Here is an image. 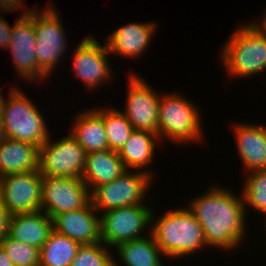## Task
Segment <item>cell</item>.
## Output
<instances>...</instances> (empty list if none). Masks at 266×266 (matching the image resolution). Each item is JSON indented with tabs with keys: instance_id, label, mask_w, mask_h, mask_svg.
Wrapping results in <instances>:
<instances>
[{
	"instance_id": "cell-1",
	"label": "cell",
	"mask_w": 266,
	"mask_h": 266,
	"mask_svg": "<svg viewBox=\"0 0 266 266\" xmlns=\"http://www.w3.org/2000/svg\"><path fill=\"white\" fill-rule=\"evenodd\" d=\"M213 185L187 207L204 230L206 245L231 251L246 238L247 221L242 194ZM245 236V237H244ZM239 245V246H238Z\"/></svg>"
},
{
	"instance_id": "cell-32",
	"label": "cell",
	"mask_w": 266,
	"mask_h": 266,
	"mask_svg": "<svg viewBox=\"0 0 266 266\" xmlns=\"http://www.w3.org/2000/svg\"><path fill=\"white\" fill-rule=\"evenodd\" d=\"M0 266H14L13 262L4 251V249L0 246Z\"/></svg>"
},
{
	"instance_id": "cell-28",
	"label": "cell",
	"mask_w": 266,
	"mask_h": 266,
	"mask_svg": "<svg viewBox=\"0 0 266 266\" xmlns=\"http://www.w3.org/2000/svg\"><path fill=\"white\" fill-rule=\"evenodd\" d=\"M0 246L7 253L14 266H38L40 250L11 238L8 234Z\"/></svg>"
},
{
	"instance_id": "cell-30",
	"label": "cell",
	"mask_w": 266,
	"mask_h": 266,
	"mask_svg": "<svg viewBox=\"0 0 266 266\" xmlns=\"http://www.w3.org/2000/svg\"><path fill=\"white\" fill-rule=\"evenodd\" d=\"M10 218L11 214L0 200V243L8 234Z\"/></svg>"
},
{
	"instance_id": "cell-22",
	"label": "cell",
	"mask_w": 266,
	"mask_h": 266,
	"mask_svg": "<svg viewBox=\"0 0 266 266\" xmlns=\"http://www.w3.org/2000/svg\"><path fill=\"white\" fill-rule=\"evenodd\" d=\"M36 170H39L36 145L7 137L0 143V177Z\"/></svg>"
},
{
	"instance_id": "cell-19",
	"label": "cell",
	"mask_w": 266,
	"mask_h": 266,
	"mask_svg": "<svg viewBox=\"0 0 266 266\" xmlns=\"http://www.w3.org/2000/svg\"><path fill=\"white\" fill-rule=\"evenodd\" d=\"M81 111L75 116L70 135L73 136L86 153L109 149L105 126L103 123V107Z\"/></svg>"
},
{
	"instance_id": "cell-35",
	"label": "cell",
	"mask_w": 266,
	"mask_h": 266,
	"mask_svg": "<svg viewBox=\"0 0 266 266\" xmlns=\"http://www.w3.org/2000/svg\"><path fill=\"white\" fill-rule=\"evenodd\" d=\"M5 138H6V136H5V133H4L3 123H2V121L0 120V143H1L2 141H4Z\"/></svg>"
},
{
	"instance_id": "cell-27",
	"label": "cell",
	"mask_w": 266,
	"mask_h": 266,
	"mask_svg": "<svg viewBox=\"0 0 266 266\" xmlns=\"http://www.w3.org/2000/svg\"><path fill=\"white\" fill-rule=\"evenodd\" d=\"M102 242L81 245L70 266H114V257Z\"/></svg>"
},
{
	"instance_id": "cell-26",
	"label": "cell",
	"mask_w": 266,
	"mask_h": 266,
	"mask_svg": "<svg viewBox=\"0 0 266 266\" xmlns=\"http://www.w3.org/2000/svg\"><path fill=\"white\" fill-rule=\"evenodd\" d=\"M247 178V179H246ZM241 191L245 209L253 207L262 214L266 213V170L247 173ZM247 206V207H246Z\"/></svg>"
},
{
	"instance_id": "cell-34",
	"label": "cell",
	"mask_w": 266,
	"mask_h": 266,
	"mask_svg": "<svg viewBox=\"0 0 266 266\" xmlns=\"http://www.w3.org/2000/svg\"><path fill=\"white\" fill-rule=\"evenodd\" d=\"M1 91L2 90H0V120L2 118L4 103H5V100H6L5 96L2 94Z\"/></svg>"
},
{
	"instance_id": "cell-5",
	"label": "cell",
	"mask_w": 266,
	"mask_h": 266,
	"mask_svg": "<svg viewBox=\"0 0 266 266\" xmlns=\"http://www.w3.org/2000/svg\"><path fill=\"white\" fill-rule=\"evenodd\" d=\"M10 89L1 118L5 136L40 148L50 137L43 114L23 90L17 86Z\"/></svg>"
},
{
	"instance_id": "cell-31",
	"label": "cell",
	"mask_w": 266,
	"mask_h": 266,
	"mask_svg": "<svg viewBox=\"0 0 266 266\" xmlns=\"http://www.w3.org/2000/svg\"><path fill=\"white\" fill-rule=\"evenodd\" d=\"M24 0H0V12L10 13L23 8ZM4 11V12H3Z\"/></svg>"
},
{
	"instance_id": "cell-11",
	"label": "cell",
	"mask_w": 266,
	"mask_h": 266,
	"mask_svg": "<svg viewBox=\"0 0 266 266\" xmlns=\"http://www.w3.org/2000/svg\"><path fill=\"white\" fill-rule=\"evenodd\" d=\"M90 202V191L82 178L43 176L41 210L51 218L84 208Z\"/></svg>"
},
{
	"instance_id": "cell-25",
	"label": "cell",
	"mask_w": 266,
	"mask_h": 266,
	"mask_svg": "<svg viewBox=\"0 0 266 266\" xmlns=\"http://www.w3.org/2000/svg\"><path fill=\"white\" fill-rule=\"evenodd\" d=\"M103 108V123L107 135L109 149L119 151L134 131L133 126L120 109Z\"/></svg>"
},
{
	"instance_id": "cell-17",
	"label": "cell",
	"mask_w": 266,
	"mask_h": 266,
	"mask_svg": "<svg viewBox=\"0 0 266 266\" xmlns=\"http://www.w3.org/2000/svg\"><path fill=\"white\" fill-rule=\"evenodd\" d=\"M244 123L232 127L243 170H266V125Z\"/></svg>"
},
{
	"instance_id": "cell-14",
	"label": "cell",
	"mask_w": 266,
	"mask_h": 266,
	"mask_svg": "<svg viewBox=\"0 0 266 266\" xmlns=\"http://www.w3.org/2000/svg\"><path fill=\"white\" fill-rule=\"evenodd\" d=\"M128 92L125 111L134 130L149 131L158 134V107L160 94L142 77L135 73L128 76Z\"/></svg>"
},
{
	"instance_id": "cell-6",
	"label": "cell",
	"mask_w": 266,
	"mask_h": 266,
	"mask_svg": "<svg viewBox=\"0 0 266 266\" xmlns=\"http://www.w3.org/2000/svg\"><path fill=\"white\" fill-rule=\"evenodd\" d=\"M152 183L153 177L150 174L126 170L114 181L95 187L90 192L91 203L98 214L113 208L146 205L142 203Z\"/></svg>"
},
{
	"instance_id": "cell-2",
	"label": "cell",
	"mask_w": 266,
	"mask_h": 266,
	"mask_svg": "<svg viewBox=\"0 0 266 266\" xmlns=\"http://www.w3.org/2000/svg\"><path fill=\"white\" fill-rule=\"evenodd\" d=\"M154 214L150 234L165 258H185L208 247L202 226L187 207L170 209L157 219Z\"/></svg>"
},
{
	"instance_id": "cell-18",
	"label": "cell",
	"mask_w": 266,
	"mask_h": 266,
	"mask_svg": "<svg viewBox=\"0 0 266 266\" xmlns=\"http://www.w3.org/2000/svg\"><path fill=\"white\" fill-rule=\"evenodd\" d=\"M52 231V218L39 210L11 215L8 235L40 250Z\"/></svg>"
},
{
	"instance_id": "cell-12",
	"label": "cell",
	"mask_w": 266,
	"mask_h": 266,
	"mask_svg": "<svg viewBox=\"0 0 266 266\" xmlns=\"http://www.w3.org/2000/svg\"><path fill=\"white\" fill-rule=\"evenodd\" d=\"M42 178L39 170L0 177V200L11 215L41 210Z\"/></svg>"
},
{
	"instance_id": "cell-4",
	"label": "cell",
	"mask_w": 266,
	"mask_h": 266,
	"mask_svg": "<svg viewBox=\"0 0 266 266\" xmlns=\"http://www.w3.org/2000/svg\"><path fill=\"white\" fill-rule=\"evenodd\" d=\"M200 114L196 103L181 93L161 94L158 107L159 141L168 139L179 145L198 143L204 139Z\"/></svg>"
},
{
	"instance_id": "cell-21",
	"label": "cell",
	"mask_w": 266,
	"mask_h": 266,
	"mask_svg": "<svg viewBox=\"0 0 266 266\" xmlns=\"http://www.w3.org/2000/svg\"><path fill=\"white\" fill-rule=\"evenodd\" d=\"M158 140L159 137L156 133L134 130L118 151L125 169L146 172L154 178L156 174H153V171L147 169V167L154 161L155 148L157 147L155 141Z\"/></svg>"
},
{
	"instance_id": "cell-29",
	"label": "cell",
	"mask_w": 266,
	"mask_h": 266,
	"mask_svg": "<svg viewBox=\"0 0 266 266\" xmlns=\"http://www.w3.org/2000/svg\"><path fill=\"white\" fill-rule=\"evenodd\" d=\"M0 16V48L7 49L12 36L13 26Z\"/></svg>"
},
{
	"instance_id": "cell-8",
	"label": "cell",
	"mask_w": 266,
	"mask_h": 266,
	"mask_svg": "<svg viewBox=\"0 0 266 266\" xmlns=\"http://www.w3.org/2000/svg\"><path fill=\"white\" fill-rule=\"evenodd\" d=\"M150 207L149 205H129L99 214L101 242L112 249L120 243L146 236L143 233L146 228L151 227V216L154 210Z\"/></svg>"
},
{
	"instance_id": "cell-24",
	"label": "cell",
	"mask_w": 266,
	"mask_h": 266,
	"mask_svg": "<svg viewBox=\"0 0 266 266\" xmlns=\"http://www.w3.org/2000/svg\"><path fill=\"white\" fill-rule=\"evenodd\" d=\"M81 245L54 230L40 248V266H70Z\"/></svg>"
},
{
	"instance_id": "cell-13",
	"label": "cell",
	"mask_w": 266,
	"mask_h": 266,
	"mask_svg": "<svg viewBox=\"0 0 266 266\" xmlns=\"http://www.w3.org/2000/svg\"><path fill=\"white\" fill-rule=\"evenodd\" d=\"M110 55L106 43L101 45L95 37L85 36L72 53V77L80 78L86 88L91 91L100 85L109 82L112 77V69L109 65ZM104 83V84H103Z\"/></svg>"
},
{
	"instance_id": "cell-16",
	"label": "cell",
	"mask_w": 266,
	"mask_h": 266,
	"mask_svg": "<svg viewBox=\"0 0 266 266\" xmlns=\"http://www.w3.org/2000/svg\"><path fill=\"white\" fill-rule=\"evenodd\" d=\"M155 22H133L117 28L107 37L106 45L110 54L139 59L144 54L156 33ZM140 56V57H139Z\"/></svg>"
},
{
	"instance_id": "cell-7",
	"label": "cell",
	"mask_w": 266,
	"mask_h": 266,
	"mask_svg": "<svg viewBox=\"0 0 266 266\" xmlns=\"http://www.w3.org/2000/svg\"><path fill=\"white\" fill-rule=\"evenodd\" d=\"M54 5L47 4L39 13L34 10V29L36 32L35 54L38 67L47 76H52L55 67L63 59L68 41L62 20Z\"/></svg>"
},
{
	"instance_id": "cell-15",
	"label": "cell",
	"mask_w": 266,
	"mask_h": 266,
	"mask_svg": "<svg viewBox=\"0 0 266 266\" xmlns=\"http://www.w3.org/2000/svg\"><path fill=\"white\" fill-rule=\"evenodd\" d=\"M90 202L78 210L57 214L52 218L53 230L80 245L101 242L100 215Z\"/></svg>"
},
{
	"instance_id": "cell-23",
	"label": "cell",
	"mask_w": 266,
	"mask_h": 266,
	"mask_svg": "<svg viewBox=\"0 0 266 266\" xmlns=\"http://www.w3.org/2000/svg\"><path fill=\"white\" fill-rule=\"evenodd\" d=\"M147 233L149 235L120 243L113 248L120 257L119 262L122 261L124 266H164L161 258L165 255L154 241L150 230ZM119 262L114 258V266H120Z\"/></svg>"
},
{
	"instance_id": "cell-9",
	"label": "cell",
	"mask_w": 266,
	"mask_h": 266,
	"mask_svg": "<svg viewBox=\"0 0 266 266\" xmlns=\"http://www.w3.org/2000/svg\"><path fill=\"white\" fill-rule=\"evenodd\" d=\"M86 151L68 133L59 140H48L39 148V171L42 176L81 178Z\"/></svg>"
},
{
	"instance_id": "cell-3",
	"label": "cell",
	"mask_w": 266,
	"mask_h": 266,
	"mask_svg": "<svg viewBox=\"0 0 266 266\" xmlns=\"http://www.w3.org/2000/svg\"><path fill=\"white\" fill-rule=\"evenodd\" d=\"M238 26L220 53L227 75L245 78L266 71V36L251 22Z\"/></svg>"
},
{
	"instance_id": "cell-10",
	"label": "cell",
	"mask_w": 266,
	"mask_h": 266,
	"mask_svg": "<svg viewBox=\"0 0 266 266\" xmlns=\"http://www.w3.org/2000/svg\"><path fill=\"white\" fill-rule=\"evenodd\" d=\"M24 14L17 18L13 25L12 36L8 48L15 65L18 77H22L26 82L36 83L47 80L48 77L38 67V62L35 54L36 47V32L34 29V10L28 8ZM40 80V81H39Z\"/></svg>"
},
{
	"instance_id": "cell-33",
	"label": "cell",
	"mask_w": 266,
	"mask_h": 266,
	"mask_svg": "<svg viewBox=\"0 0 266 266\" xmlns=\"http://www.w3.org/2000/svg\"><path fill=\"white\" fill-rule=\"evenodd\" d=\"M256 23L253 22V24L266 36V12Z\"/></svg>"
},
{
	"instance_id": "cell-20",
	"label": "cell",
	"mask_w": 266,
	"mask_h": 266,
	"mask_svg": "<svg viewBox=\"0 0 266 266\" xmlns=\"http://www.w3.org/2000/svg\"><path fill=\"white\" fill-rule=\"evenodd\" d=\"M125 171L118 152L107 149L87 153L81 178L91 192L99 185L114 181Z\"/></svg>"
}]
</instances>
